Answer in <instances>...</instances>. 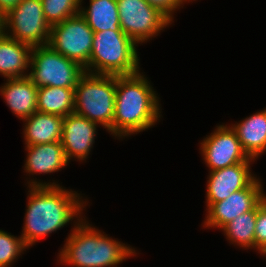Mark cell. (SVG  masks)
I'll use <instances>...</instances> for the list:
<instances>
[{
    "instance_id": "6da1fadb",
    "label": "cell",
    "mask_w": 266,
    "mask_h": 267,
    "mask_svg": "<svg viewBox=\"0 0 266 267\" xmlns=\"http://www.w3.org/2000/svg\"><path fill=\"white\" fill-rule=\"evenodd\" d=\"M36 179L26 182L29 188L28 201L20 236L27 248L62 229L75 218L83 219V210L88 204L80 193L68 190L58 182L47 183Z\"/></svg>"
},
{
    "instance_id": "7a4b0ae2",
    "label": "cell",
    "mask_w": 266,
    "mask_h": 267,
    "mask_svg": "<svg viewBox=\"0 0 266 267\" xmlns=\"http://www.w3.org/2000/svg\"><path fill=\"white\" fill-rule=\"evenodd\" d=\"M147 79L143 72L116 76L112 122L114 137L122 139L143 132L162 117L160 98Z\"/></svg>"
},
{
    "instance_id": "3957f363",
    "label": "cell",
    "mask_w": 266,
    "mask_h": 267,
    "mask_svg": "<svg viewBox=\"0 0 266 267\" xmlns=\"http://www.w3.org/2000/svg\"><path fill=\"white\" fill-rule=\"evenodd\" d=\"M73 224L74 228L58 253L60 264L71 267H117L137 254L135 248L112 239L92 226L85 217L75 219Z\"/></svg>"
},
{
    "instance_id": "277c9868",
    "label": "cell",
    "mask_w": 266,
    "mask_h": 267,
    "mask_svg": "<svg viewBox=\"0 0 266 267\" xmlns=\"http://www.w3.org/2000/svg\"><path fill=\"white\" fill-rule=\"evenodd\" d=\"M137 46L123 31L94 32L85 72L116 76L136 74L140 72Z\"/></svg>"
},
{
    "instance_id": "5b68a950",
    "label": "cell",
    "mask_w": 266,
    "mask_h": 267,
    "mask_svg": "<svg viewBox=\"0 0 266 267\" xmlns=\"http://www.w3.org/2000/svg\"><path fill=\"white\" fill-rule=\"evenodd\" d=\"M116 75L85 72L75 86L74 113L105 128L112 135Z\"/></svg>"
},
{
    "instance_id": "8992f818",
    "label": "cell",
    "mask_w": 266,
    "mask_h": 267,
    "mask_svg": "<svg viewBox=\"0 0 266 267\" xmlns=\"http://www.w3.org/2000/svg\"><path fill=\"white\" fill-rule=\"evenodd\" d=\"M29 78L38 87L75 88L85 73L78 62L53 50L48 44L31 49Z\"/></svg>"
},
{
    "instance_id": "52a82bcc",
    "label": "cell",
    "mask_w": 266,
    "mask_h": 267,
    "mask_svg": "<svg viewBox=\"0 0 266 267\" xmlns=\"http://www.w3.org/2000/svg\"><path fill=\"white\" fill-rule=\"evenodd\" d=\"M117 7L120 28L137 45L152 40L172 24L165 14L145 0H117Z\"/></svg>"
},
{
    "instance_id": "ba28073f",
    "label": "cell",
    "mask_w": 266,
    "mask_h": 267,
    "mask_svg": "<svg viewBox=\"0 0 266 267\" xmlns=\"http://www.w3.org/2000/svg\"><path fill=\"white\" fill-rule=\"evenodd\" d=\"M5 34L31 47L47 45L51 26L41 0H22L5 15Z\"/></svg>"
},
{
    "instance_id": "9c48e42d",
    "label": "cell",
    "mask_w": 266,
    "mask_h": 267,
    "mask_svg": "<svg viewBox=\"0 0 266 267\" xmlns=\"http://www.w3.org/2000/svg\"><path fill=\"white\" fill-rule=\"evenodd\" d=\"M94 32L86 20L77 14L51 26L48 45L84 69L89 65Z\"/></svg>"
},
{
    "instance_id": "30bf717a",
    "label": "cell",
    "mask_w": 266,
    "mask_h": 267,
    "mask_svg": "<svg viewBox=\"0 0 266 267\" xmlns=\"http://www.w3.org/2000/svg\"><path fill=\"white\" fill-rule=\"evenodd\" d=\"M202 160L209 171L218 170L249 159L242 149L237 134L231 126L218 125L200 142Z\"/></svg>"
},
{
    "instance_id": "8fae6325",
    "label": "cell",
    "mask_w": 266,
    "mask_h": 267,
    "mask_svg": "<svg viewBox=\"0 0 266 267\" xmlns=\"http://www.w3.org/2000/svg\"><path fill=\"white\" fill-rule=\"evenodd\" d=\"M260 178H256L248 187L233 192L227 199L212 203L206 208L205 228L221 230L232 220L251 211L265 196Z\"/></svg>"
},
{
    "instance_id": "7c38bea8",
    "label": "cell",
    "mask_w": 266,
    "mask_h": 267,
    "mask_svg": "<svg viewBox=\"0 0 266 267\" xmlns=\"http://www.w3.org/2000/svg\"><path fill=\"white\" fill-rule=\"evenodd\" d=\"M254 161V159L249 158L242 163L209 171L206 186L207 208L212 203L227 199L233 192L248 187L257 178L251 170Z\"/></svg>"
},
{
    "instance_id": "4fadbf2b",
    "label": "cell",
    "mask_w": 266,
    "mask_h": 267,
    "mask_svg": "<svg viewBox=\"0 0 266 267\" xmlns=\"http://www.w3.org/2000/svg\"><path fill=\"white\" fill-rule=\"evenodd\" d=\"M97 127V123L74 112L64 117L61 144L69 162L86 161L95 143Z\"/></svg>"
},
{
    "instance_id": "5bb4252c",
    "label": "cell",
    "mask_w": 266,
    "mask_h": 267,
    "mask_svg": "<svg viewBox=\"0 0 266 267\" xmlns=\"http://www.w3.org/2000/svg\"><path fill=\"white\" fill-rule=\"evenodd\" d=\"M0 95L20 120L29 118L37 111L38 87L29 77L6 79L0 87Z\"/></svg>"
},
{
    "instance_id": "9a60e30c",
    "label": "cell",
    "mask_w": 266,
    "mask_h": 267,
    "mask_svg": "<svg viewBox=\"0 0 266 267\" xmlns=\"http://www.w3.org/2000/svg\"><path fill=\"white\" fill-rule=\"evenodd\" d=\"M27 151L24 171L30 175L61 171L69 164L61 141L25 146Z\"/></svg>"
},
{
    "instance_id": "2e32d148",
    "label": "cell",
    "mask_w": 266,
    "mask_h": 267,
    "mask_svg": "<svg viewBox=\"0 0 266 267\" xmlns=\"http://www.w3.org/2000/svg\"><path fill=\"white\" fill-rule=\"evenodd\" d=\"M230 126L249 158L256 160L266 152V108Z\"/></svg>"
},
{
    "instance_id": "e0dca14e",
    "label": "cell",
    "mask_w": 266,
    "mask_h": 267,
    "mask_svg": "<svg viewBox=\"0 0 266 267\" xmlns=\"http://www.w3.org/2000/svg\"><path fill=\"white\" fill-rule=\"evenodd\" d=\"M32 47L8 35L0 37V75L4 79L29 76ZM27 72V73H26Z\"/></svg>"
},
{
    "instance_id": "ac0fdd59",
    "label": "cell",
    "mask_w": 266,
    "mask_h": 267,
    "mask_svg": "<svg viewBox=\"0 0 266 267\" xmlns=\"http://www.w3.org/2000/svg\"><path fill=\"white\" fill-rule=\"evenodd\" d=\"M64 118L55 114L36 111L24 123L25 146L61 141Z\"/></svg>"
},
{
    "instance_id": "d6986e66",
    "label": "cell",
    "mask_w": 266,
    "mask_h": 267,
    "mask_svg": "<svg viewBox=\"0 0 266 267\" xmlns=\"http://www.w3.org/2000/svg\"><path fill=\"white\" fill-rule=\"evenodd\" d=\"M80 7V15L86 20L93 32L122 31L117 0H89V6Z\"/></svg>"
},
{
    "instance_id": "ffe728a7",
    "label": "cell",
    "mask_w": 266,
    "mask_h": 267,
    "mask_svg": "<svg viewBox=\"0 0 266 267\" xmlns=\"http://www.w3.org/2000/svg\"><path fill=\"white\" fill-rule=\"evenodd\" d=\"M75 88L44 86L38 88L37 111L61 117L74 112Z\"/></svg>"
},
{
    "instance_id": "44dd1931",
    "label": "cell",
    "mask_w": 266,
    "mask_h": 267,
    "mask_svg": "<svg viewBox=\"0 0 266 267\" xmlns=\"http://www.w3.org/2000/svg\"><path fill=\"white\" fill-rule=\"evenodd\" d=\"M256 216L257 205L251 211L239 215L221 229L230 244L234 246L237 244L245 250H255Z\"/></svg>"
},
{
    "instance_id": "7402d4cb",
    "label": "cell",
    "mask_w": 266,
    "mask_h": 267,
    "mask_svg": "<svg viewBox=\"0 0 266 267\" xmlns=\"http://www.w3.org/2000/svg\"><path fill=\"white\" fill-rule=\"evenodd\" d=\"M43 13L50 26L80 13L81 0H41Z\"/></svg>"
},
{
    "instance_id": "603a6c76",
    "label": "cell",
    "mask_w": 266,
    "mask_h": 267,
    "mask_svg": "<svg viewBox=\"0 0 266 267\" xmlns=\"http://www.w3.org/2000/svg\"><path fill=\"white\" fill-rule=\"evenodd\" d=\"M26 249L21 236L0 229V267H11Z\"/></svg>"
},
{
    "instance_id": "cb8c5ba5",
    "label": "cell",
    "mask_w": 266,
    "mask_h": 267,
    "mask_svg": "<svg viewBox=\"0 0 266 267\" xmlns=\"http://www.w3.org/2000/svg\"><path fill=\"white\" fill-rule=\"evenodd\" d=\"M266 249V196L257 204L255 225V250L261 254Z\"/></svg>"
},
{
    "instance_id": "d4e9b609",
    "label": "cell",
    "mask_w": 266,
    "mask_h": 267,
    "mask_svg": "<svg viewBox=\"0 0 266 267\" xmlns=\"http://www.w3.org/2000/svg\"><path fill=\"white\" fill-rule=\"evenodd\" d=\"M151 6L159 9L165 14L172 22L175 11H178L181 7L183 8V0H145Z\"/></svg>"
},
{
    "instance_id": "484cf974",
    "label": "cell",
    "mask_w": 266,
    "mask_h": 267,
    "mask_svg": "<svg viewBox=\"0 0 266 267\" xmlns=\"http://www.w3.org/2000/svg\"><path fill=\"white\" fill-rule=\"evenodd\" d=\"M22 0H0V10L6 15L11 9H13Z\"/></svg>"
},
{
    "instance_id": "4316f807",
    "label": "cell",
    "mask_w": 266,
    "mask_h": 267,
    "mask_svg": "<svg viewBox=\"0 0 266 267\" xmlns=\"http://www.w3.org/2000/svg\"><path fill=\"white\" fill-rule=\"evenodd\" d=\"M6 17L5 14L0 10V37L5 35V26H6Z\"/></svg>"
},
{
    "instance_id": "83f0119b",
    "label": "cell",
    "mask_w": 266,
    "mask_h": 267,
    "mask_svg": "<svg viewBox=\"0 0 266 267\" xmlns=\"http://www.w3.org/2000/svg\"><path fill=\"white\" fill-rule=\"evenodd\" d=\"M192 1H196V0H183L184 3H189V2H192Z\"/></svg>"
},
{
    "instance_id": "f1b7e54d",
    "label": "cell",
    "mask_w": 266,
    "mask_h": 267,
    "mask_svg": "<svg viewBox=\"0 0 266 267\" xmlns=\"http://www.w3.org/2000/svg\"><path fill=\"white\" fill-rule=\"evenodd\" d=\"M261 255L266 257V249L261 253Z\"/></svg>"
}]
</instances>
